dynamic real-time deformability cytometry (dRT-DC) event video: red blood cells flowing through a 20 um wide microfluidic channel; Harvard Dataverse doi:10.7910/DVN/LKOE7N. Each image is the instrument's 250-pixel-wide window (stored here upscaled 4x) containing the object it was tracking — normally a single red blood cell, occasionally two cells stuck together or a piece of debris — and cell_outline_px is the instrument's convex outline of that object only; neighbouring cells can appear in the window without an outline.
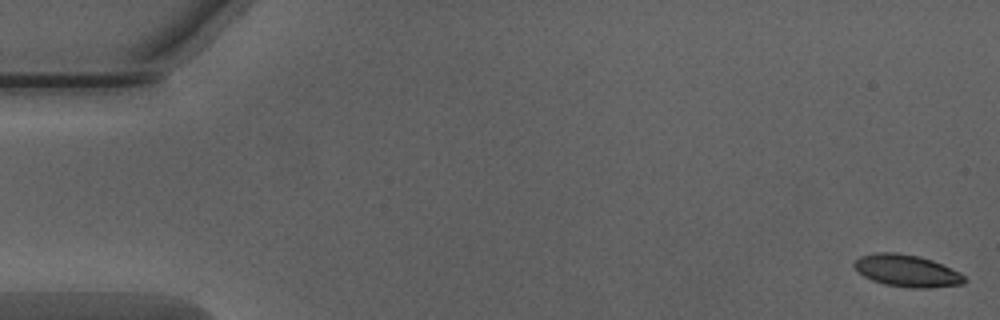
{"species": "Egyptian fruit bat (a non-hibernating species)", "species_latin": "Rousettus aegyptiacus", "temperature_condition": "warm", "stored_images_in_passage": 15, "camera_frame_rate_fps": 3000, "um_per_image_px": 0.085, "animal": {"sex": "male"}, "frame": {"image": 1, "passage_image": 1, "time_ms": 0.0, "image_size_px": [1000, 320], "cell_outline_px": [[968, 280], [964, 284], [928, 288], [912, 288], [884, 284], [872, 280], [864, 276], [852, 264], [860, 256], [876, 252], [896, 252], [920, 256], [932, 260], [952, 268], [960, 272]], "centroid_in_image_um": [77.12, 23.01], "position_along_channel_um": 7.9, "area_um2": 20.69}}
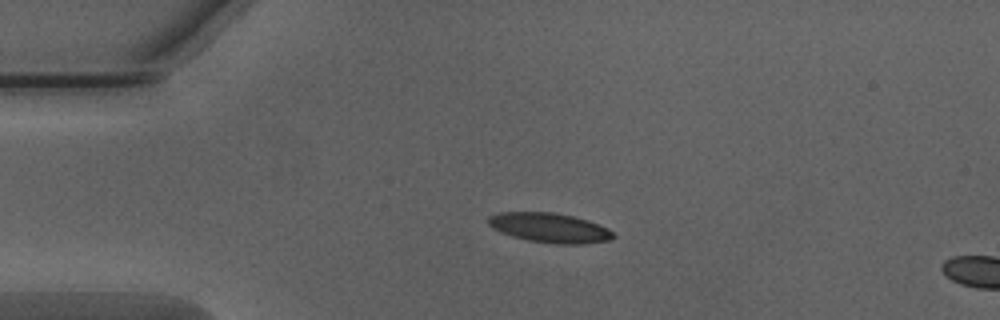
{"frame": {"image": 2, "passage_image": 12, "time_ms": 3.667, "image_size_px": [1000, 320], "cell_outline_px": [[616, 236], [608, 240], [584, 244], [556, 244], [528, 240], [512, 236], [500, 232], [492, 228], [488, 224], [488, 216], [500, 212], [552, 212], [572, 216], [588, 220], [600, 224], [608, 228]], "centroid_in_image_um": [46.71, 19.36], "position_along_channel_um": 38.3, "area_um2": 21.62}}